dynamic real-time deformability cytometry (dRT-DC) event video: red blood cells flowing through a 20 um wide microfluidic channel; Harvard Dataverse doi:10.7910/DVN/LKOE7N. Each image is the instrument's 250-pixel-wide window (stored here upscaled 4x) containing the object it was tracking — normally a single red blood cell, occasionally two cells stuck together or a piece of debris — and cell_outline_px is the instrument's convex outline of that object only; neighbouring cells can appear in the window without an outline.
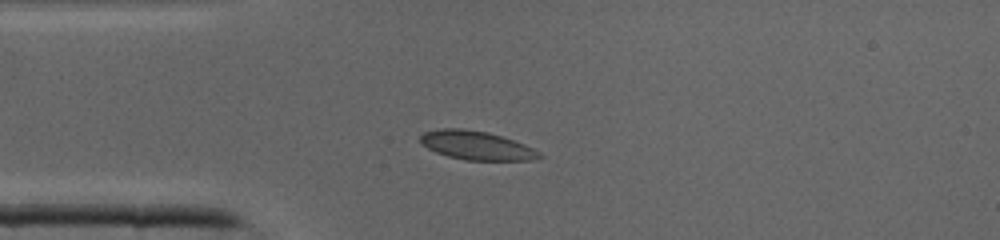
{"species": "common noctule bat (a hibernating species)", "species_latin": "Nyctalus noctula", "temperature_condition": "cold", "stored_images_in_passage": 32, "camera_frame_rate_fps": 3000, "um_per_image_px": 0.085, "animal": {"sex": "male", "body_mass_g": 19.0, "forearm_length_mm": 50.8}, "frame": {"image": 1, "passage_image": 1, "time_ms": 0.0, "image_size_px": [1000, 240], "cell_outline_px": [[544, 156], [532, 160], [464, 160], [448, 156], [436, 152], [420, 144], [420, 136], [424, 132], [444, 128], [460, 128], [488, 132], [524, 144], [540, 152]], "centroid_in_image_um": [40.48, 12.36], "position_along_channel_um": 44.5, "area_um2": 19.83}}
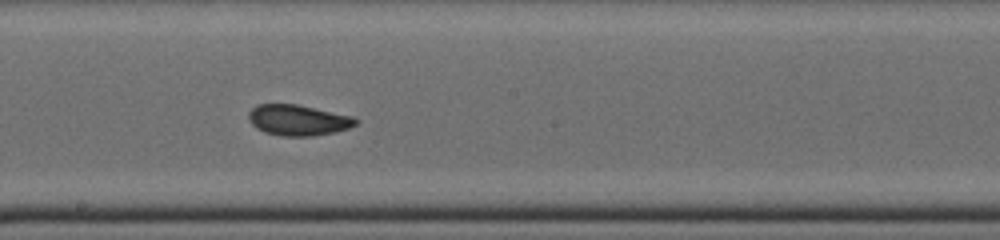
{"frame": {"image": 2, "passage_image": 13, "time_ms": 4.0, "image_size_px": [1000, 240], "cell_outline_px": [[360, 120], [356, 124], [348, 128], [336, 132], [312, 136], [280, 136], [264, 132], [256, 128], [248, 120], [248, 112], [256, 104], [296, 104], [352, 116]], "centroid_in_image_um": [25.31, 10.21], "position_along_channel_um": 222.9, "area_um2": 19.31}}
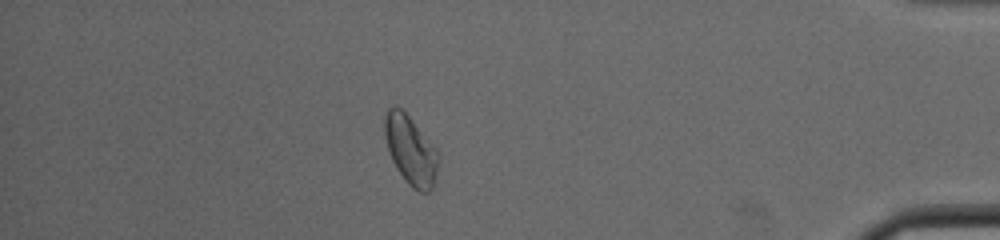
{"frame": {"image": 3, "passage_image": 27, "time_ms": 8.667, "image_size_px": [1000, 240], "cell_outline_px": [[440, 160], [432, 188], [428, 192], [420, 192], [412, 188], [408, 184], [396, 168], [392, 160], [388, 148], [384, 132], [384, 116], [388, 108], [396, 104], [408, 116], [436, 148], [440, 156]], "centroid_in_image_um": [34.91, 12.77], "position_along_channel_um": 400.3, "area_um2": 21.5}}